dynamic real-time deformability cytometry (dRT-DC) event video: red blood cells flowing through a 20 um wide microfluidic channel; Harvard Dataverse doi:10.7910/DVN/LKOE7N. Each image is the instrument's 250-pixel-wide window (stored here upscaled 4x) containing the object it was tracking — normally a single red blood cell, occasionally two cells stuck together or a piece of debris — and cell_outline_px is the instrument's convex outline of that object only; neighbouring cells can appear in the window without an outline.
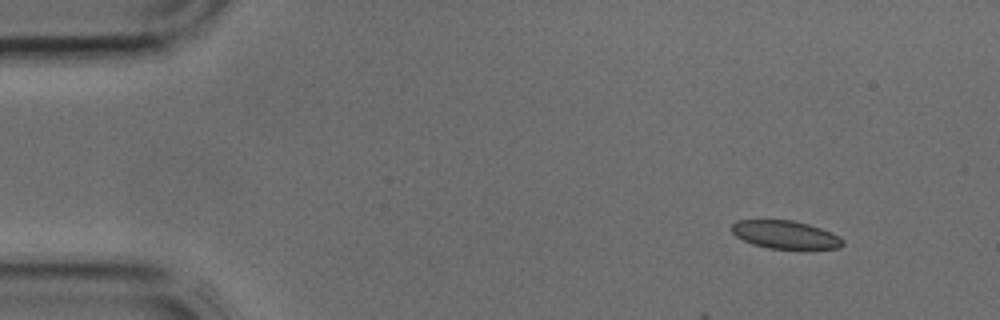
{"species": "common noctule bat (a hibernating species)", "species_latin": "Nyctalus noctula", "temperature_condition": "cold", "stored_images_in_passage": 5, "segment_of_instrument_passage": [1, 2], "camera_frame_rate_fps": 3000, "um_per_image_px": 0.085, "animal": {"sex": "male", "body_mass_g": 17.9, "forearm_length_mm": 54.2}, "frame": {"image": 1, "passage_image": 2, "time_ms": 0.333, "image_size_px": [1000, 320], "cell_outline_px": [[844, 244], [840, 248], [768, 248], [752, 244], [736, 236], [732, 232], [732, 224], [736, 220], [792, 220], [808, 224], [820, 228], [840, 236], [844, 240]], "centroid_in_image_um": [66.75, 19.94], "position_along_channel_um": 18.3, "area_um2": 17.98}}